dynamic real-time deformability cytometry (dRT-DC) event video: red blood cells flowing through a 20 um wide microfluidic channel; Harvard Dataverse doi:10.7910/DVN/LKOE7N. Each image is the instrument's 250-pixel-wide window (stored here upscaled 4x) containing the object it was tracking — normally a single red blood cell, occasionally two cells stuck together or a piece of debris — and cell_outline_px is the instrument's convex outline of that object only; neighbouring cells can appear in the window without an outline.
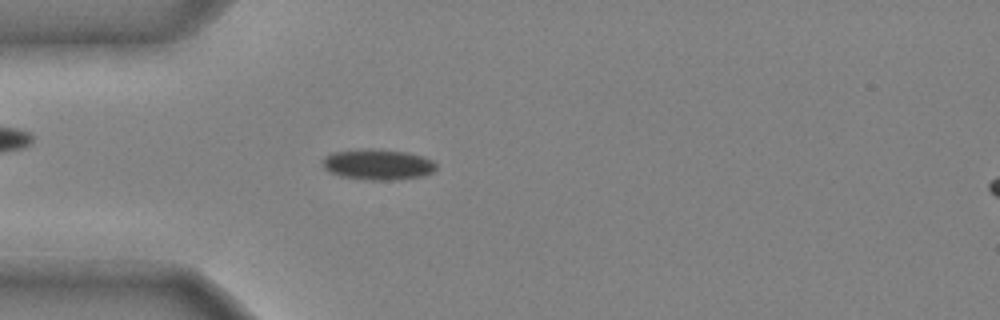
{"species": "common noctule bat (a hibernating species)", "species_latin": "Nyctalus noctula", "temperature_condition": "cold", "stored_images_in_passage": 47, "camera_frame_rate_fps": 3000, "um_per_image_px": 0.085, "animal": {"sex": "male", "body_mass_g": 20.4}, "frame": {"image": 1, "passage_image": 13, "time_ms": 4.0, "image_size_px": [1000, 320], "cell_outline_px": [[436, 168], [432, 172], [420, 176], [392, 180], [372, 180], [340, 176], [328, 172], [324, 168], [320, 160], [324, 156], [332, 152], [360, 148], [372, 148], [408, 152], [424, 156], [432, 160], [436, 164]], "centroid_in_image_um": [32.06, 13.96], "position_along_channel_um": 52.9, "area_um2": 20.63}}
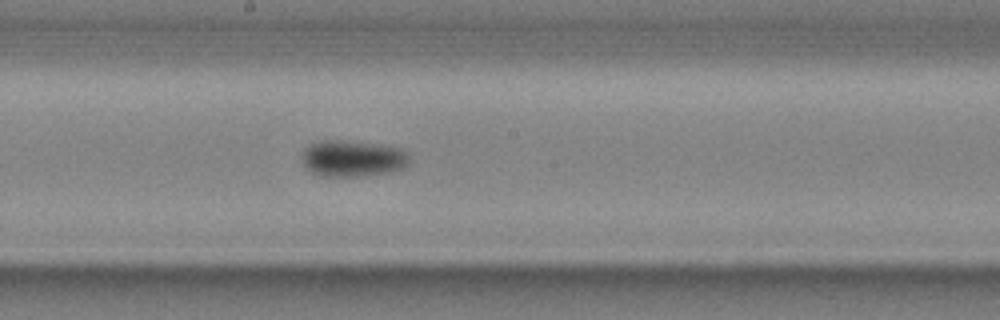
{"frame": {"image": 2, "passage_image": 26, "time_ms": 8.333, "image_size_px": [1000, 320], "cell_outline_px": [[408, 164], [404, 168], [388, 172], [364, 176], [320, 176], [312, 172], [304, 164], [300, 156], [304, 148], [308, 144], [316, 140], [340, 140], [376, 144], [400, 148], [408, 152]], "centroid_in_image_um": [29.93, 13.46], "position_along_channel_um": 218.3, "area_um2": 22.95}}
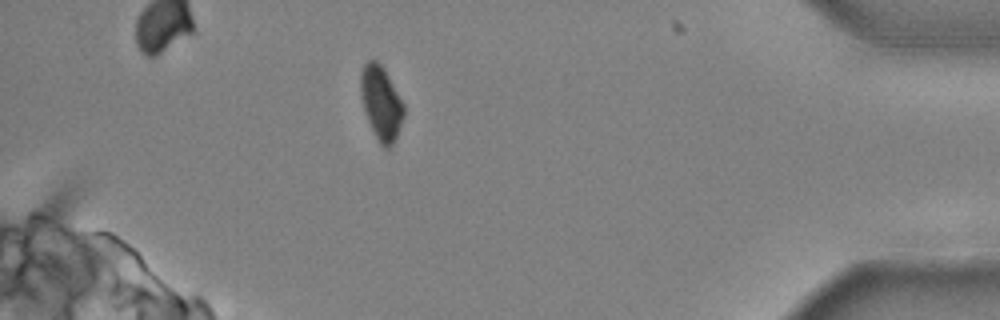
{"frame": {"image": 3, "passage_image": 43, "time_ms": 14.0, "image_size_px": [1000, 320], "cell_outline_px": [[404, 116], [396, 136], [392, 144], [388, 148], [384, 148], [380, 144], [368, 120], [360, 96], [360, 72], [364, 64], [368, 60], [376, 60], [384, 68], [404, 104]], "centroid_in_image_um": [32.38, 8.71], "position_along_channel_um": 402.8, "area_um2": 18.38}, "authors_computed_cell_mechanics": {"area_um2": 19.7098, "velocity_mm_per_s": 3.9765, "shape_relaxation_time_tau1_ms": 2.3412, "shape_relaxation_time_tau2_ms": null, "deformation_change_tau1": 0.0912, "deformation_change_tau2": null}}